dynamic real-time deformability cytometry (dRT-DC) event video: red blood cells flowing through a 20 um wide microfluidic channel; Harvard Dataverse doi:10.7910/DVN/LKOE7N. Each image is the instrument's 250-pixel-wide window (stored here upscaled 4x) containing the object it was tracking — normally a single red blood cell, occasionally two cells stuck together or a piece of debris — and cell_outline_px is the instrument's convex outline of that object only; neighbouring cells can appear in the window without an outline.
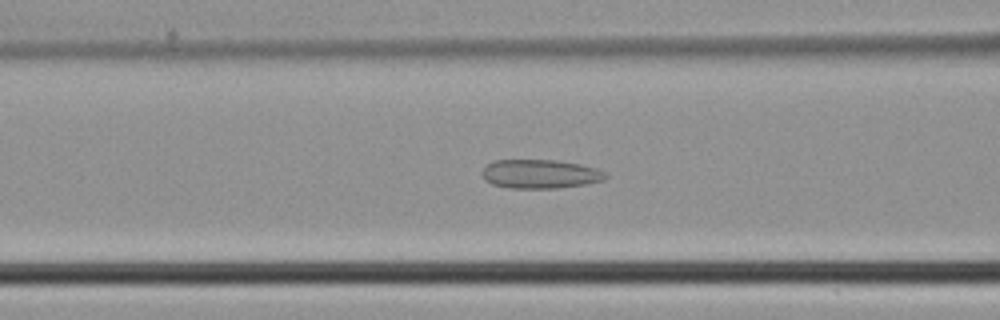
{"species": "common noctule bat (a hibernating species)", "species_latin": "Nyctalus noctula", "temperature_condition": "cold", "stored_images_in_passage": 29, "camera_frame_rate_fps": 3000, "um_per_image_px": 0.085, "animal": {"sex": "male", "body_mass_g": 21.5, "forearm_length_mm": 52.0}, "frame": {"image": 1, "passage_image": 10, "time_ms": 3.0, "image_size_px": [1000, 320], "cell_outline_px": [[608, 176], [604, 180], [584, 184], [560, 188], [508, 188], [492, 184], [484, 180], [480, 172], [488, 164], [496, 160], [556, 160], [580, 164], [596, 168], [604, 172]], "centroid_in_image_um": [45.89, 14.79], "position_along_channel_um": 120.7, "area_um2": 20.87}}
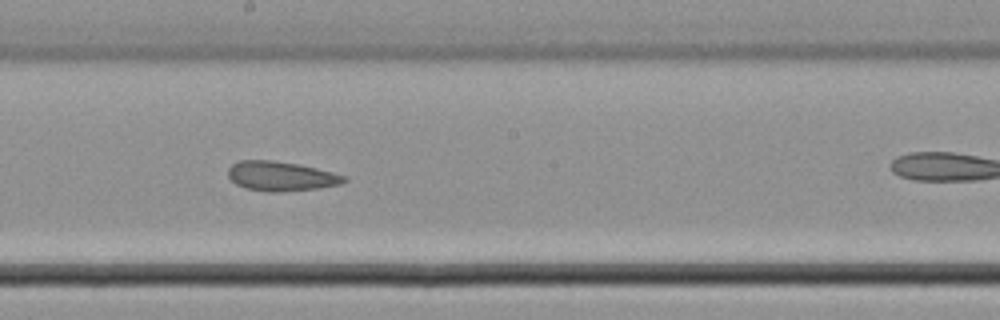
{"frame": {"image": 2, "passage_image": 17, "time_ms": 5.333, "image_size_px": [1000, 320], "cell_outline_px": [[348, 180], [340, 184], [316, 188], [276, 192], [268, 192], [248, 188], [236, 184], [228, 176], [228, 168], [232, 164], [240, 160], [272, 160], [300, 164], [348, 176]], "centroid_in_image_um": [23.89, 14.96], "position_along_channel_um": 224.3, "area_um2": 19.88}}
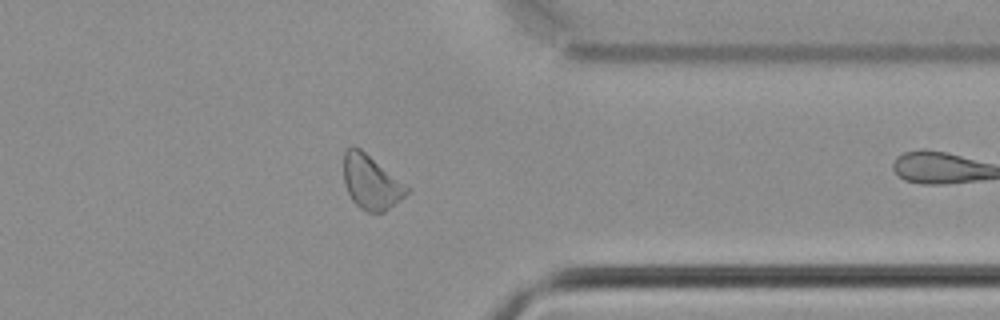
{"frame": {"image": 3, "passage_image": 28, "time_ms": 9.0, "image_size_px": [1000, 320], "cell_outline_px": [[408, 192], [400, 200], [384, 212], [368, 212], [360, 208], [352, 200], [344, 184], [344, 152], [352, 144], [360, 148], [408, 188]], "centroid_in_image_um": [31.49, 15.49], "position_along_channel_um": 379.9, "area_um2": 19.42}}